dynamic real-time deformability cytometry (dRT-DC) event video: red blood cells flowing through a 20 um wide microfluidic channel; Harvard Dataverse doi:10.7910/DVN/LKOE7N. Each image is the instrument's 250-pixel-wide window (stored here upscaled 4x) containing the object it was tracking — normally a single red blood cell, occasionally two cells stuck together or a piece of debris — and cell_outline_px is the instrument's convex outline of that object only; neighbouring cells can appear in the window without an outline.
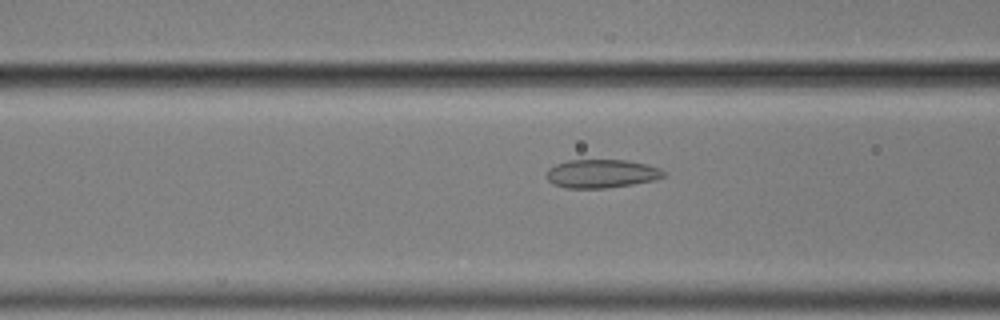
{"species": "common noctule bat (a hibernating species)", "species_latin": "Nyctalus noctula", "temperature_condition": "cold", "stored_images_in_passage": 58, "camera_frame_rate_fps": 3000, "um_per_image_px": 0.085, "animal": {"sex": "male", "body_mass_g": 17.9}, "frame": {"image": 1, "passage_image": 23, "time_ms": 7.333, "image_size_px": [1000, 320], "cell_outline_px": [[664, 176], [652, 180], [632, 184], [608, 188], [564, 188], [552, 184], [548, 180], [548, 168], [556, 164], [568, 160], [628, 160], [648, 164], [660, 168], [664, 172]], "centroid_in_image_um": [51.11, 14.76], "position_along_channel_um": 115.5, "area_um2": 19.42}}
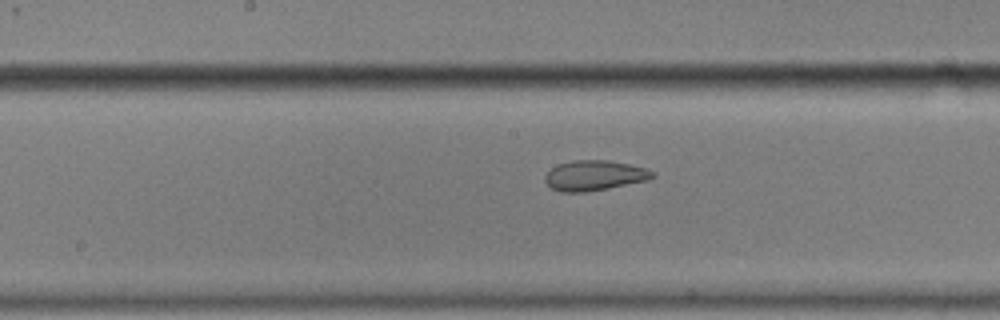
{"frame": {"image": 2, "passage_image": 30, "time_ms": 9.667, "image_size_px": [1000, 320], "cell_outline_px": [[656, 176], [648, 180], [608, 188], [584, 192], [560, 192], [552, 188], [544, 180], [544, 176], [552, 168], [560, 164], [572, 160], [608, 160], [628, 164], [644, 168], [656, 172]], "centroid_in_image_um": [50.54, 14.92], "position_along_channel_um": 197.7, "area_um2": 18.79}}
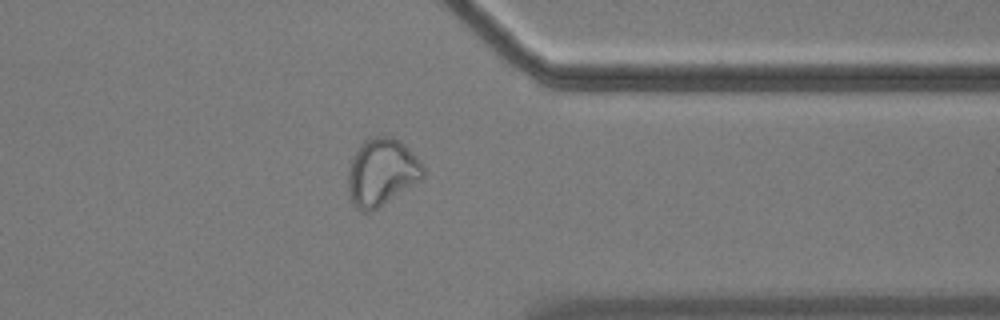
{"frame": {"image": 3, "passage_image": 46, "time_ms": 15.0, "image_size_px": [1000, 320], "cell_outline_px": [[424, 176], [420, 180], [372, 212], [364, 212], [356, 208], [348, 192], [348, 168], [352, 156], [360, 144], [364, 140], [372, 136], [392, 136], [404, 144], [424, 168]], "centroid_in_image_um": [32.4, 14.63], "position_along_channel_um": 379.0, "area_um2": 29.3}}